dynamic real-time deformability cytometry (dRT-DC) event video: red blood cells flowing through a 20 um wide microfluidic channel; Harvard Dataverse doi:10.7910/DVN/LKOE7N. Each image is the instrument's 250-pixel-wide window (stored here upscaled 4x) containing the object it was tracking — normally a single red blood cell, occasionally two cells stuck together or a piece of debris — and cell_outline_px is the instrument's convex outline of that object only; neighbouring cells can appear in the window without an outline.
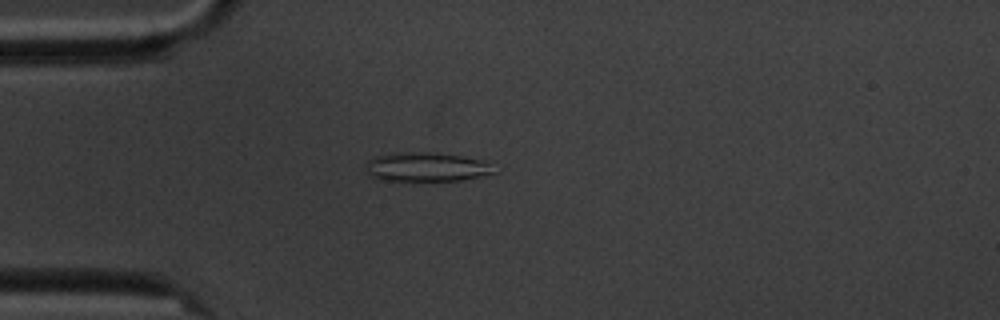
{"species": "common noctule bat (a hibernating species)", "species_latin": "Nyctalus noctula", "temperature_condition": "cold", "stored_images_in_passage": 4, "camera_frame_rate_fps": 3000, "um_per_image_px": 0.085, "animal": {"sex": "male", "body_mass_g": 20.1, "forearm_length_mm": 53.5}, "frame": {"image": 1, "passage_image": 4, "time_ms": 4.333, "image_size_px": [1000, 320], "cell_outline_px": [[496, 172], [464, 180], [412, 184], [380, 180], [368, 176], [364, 172], [368, 160], [376, 156], [420, 152], [428, 152], [464, 156], [492, 160]], "centroid_in_image_um": [36.29, 14.26], "position_along_channel_um": 48.7, "area_um2": 23.12}}